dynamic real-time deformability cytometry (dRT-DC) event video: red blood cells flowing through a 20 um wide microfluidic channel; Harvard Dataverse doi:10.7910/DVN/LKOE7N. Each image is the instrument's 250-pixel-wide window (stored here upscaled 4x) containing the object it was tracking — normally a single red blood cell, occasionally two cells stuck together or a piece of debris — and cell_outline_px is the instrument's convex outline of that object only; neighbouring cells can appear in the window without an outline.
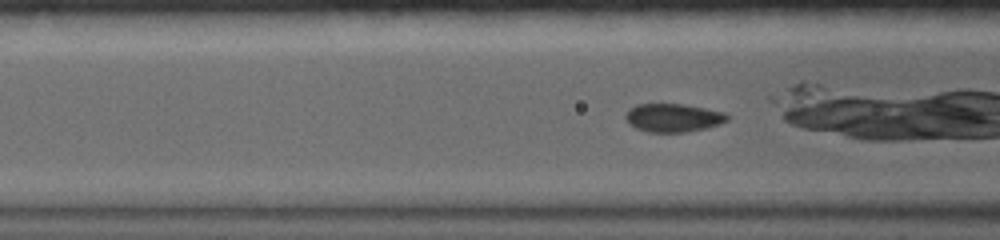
{"species": "common noctule bat (a hibernating species)", "species_latin": "Nyctalus noctula", "temperature_condition": "warm", "stored_images_in_passage": 25, "camera_frame_rate_fps": 5000, "um_per_image_px": 0.085, "animal": {"sex": "female", "body_mass_g": 19.0, "forearm_length_mm": 56.7}, "frame": {"image": 1, "passage_image": 4, "time_ms": 1.0, "image_size_px": [1000, 240], "cell_outline_px": [[728, 120], [720, 124], [704, 128], [684, 132], [648, 132], [636, 128], [628, 124], [624, 116], [628, 108], [636, 104], [684, 104], [724, 112], [728, 116]], "centroid_in_image_um": [57.17, 10.0], "position_along_channel_um": 109.4, "area_um2": 16.82}}